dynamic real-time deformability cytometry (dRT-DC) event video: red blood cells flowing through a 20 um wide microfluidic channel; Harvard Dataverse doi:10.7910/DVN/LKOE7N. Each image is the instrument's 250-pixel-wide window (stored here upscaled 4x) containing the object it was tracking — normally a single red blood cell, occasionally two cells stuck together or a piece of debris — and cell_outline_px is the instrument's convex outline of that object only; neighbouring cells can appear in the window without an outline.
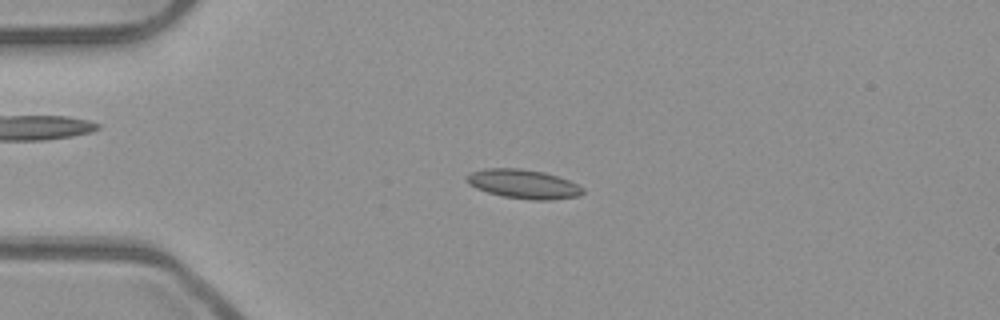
{"species": "common noctule bat (a hibernating species)", "species_latin": "Nyctalus noctula", "temperature_condition": "room temperature", "stored_images_in_passage": 44, "camera_frame_rate_fps": 3000, "um_per_image_px": 0.085, "animal": {"sex": "male", "body_mass_g": 23.1, "forearm_length_mm": 52.7}, "frame": {"image": 1, "passage_image": 4, "time_ms": 1.0, "image_size_px": [1000, 320], "cell_outline_px": [[584, 192], [580, 196], [552, 200], [532, 200], [500, 196], [476, 188], [468, 184], [464, 180], [464, 176], [468, 172], [484, 168], [520, 168], [544, 172], [568, 180], [584, 188]], "centroid_in_image_um": [44.44, 15.64], "position_along_channel_um": 40.6, "area_um2": 20.0}}
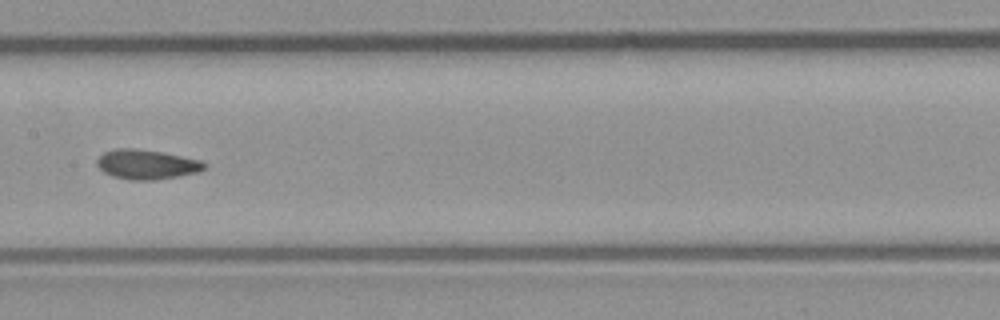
{"frame": {"image": 2, "passage_image": 18, "time_ms": 5.667, "image_size_px": [1000, 320], "cell_outline_px": [[208, 164], [200, 172], [152, 180], [128, 180], [112, 176], [104, 172], [96, 164], [96, 160], [104, 152], [116, 148], [136, 148], [164, 152], [200, 160]], "centroid_in_image_um": [12.46, 13.96], "position_along_channel_um": 194.9, "area_um2": 18.61}}
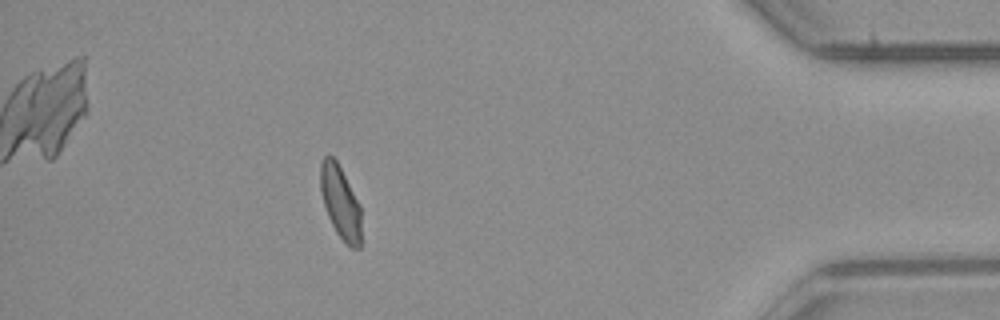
{"frame": {"image": 3, "passage_image": 38, "time_ms": 12.333, "image_size_px": [1000, 320], "cell_outline_px": [[360, 248], [352, 248], [336, 232], [328, 216], [320, 192], [320, 164], [324, 156], [328, 152], [336, 160], [360, 204]], "centroid_in_image_um": [28.91, 17.14], "position_along_channel_um": 406.3, "area_um2": 17.17}, "authors_computed_cell_mechanics": {"area_um2": 18.0336, "velocity_mm_per_s": 3.9333, "shape_relaxation_time_tau1_ms": null, "shape_relaxation_time_tau2_ms": 2.5488, "deformation_change_tau1": null, "deformation_change_tau2": 0.0868}}